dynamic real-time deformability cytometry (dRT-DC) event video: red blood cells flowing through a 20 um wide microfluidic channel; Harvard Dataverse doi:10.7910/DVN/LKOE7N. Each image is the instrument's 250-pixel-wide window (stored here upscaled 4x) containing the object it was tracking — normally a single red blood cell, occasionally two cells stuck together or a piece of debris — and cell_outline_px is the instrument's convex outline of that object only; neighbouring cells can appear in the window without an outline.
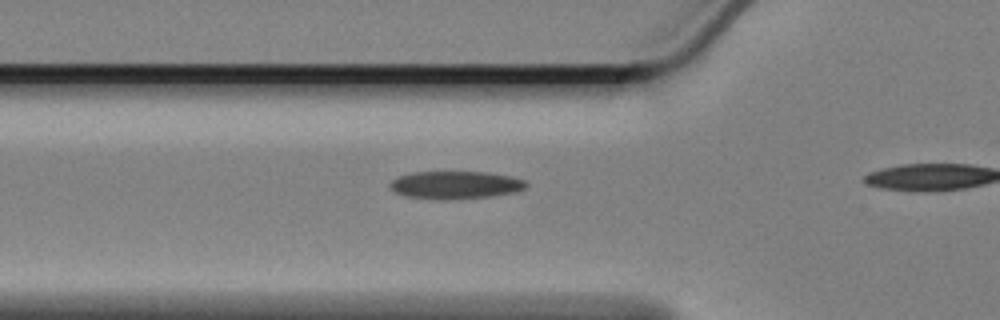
{"species": "Egyptian fruit bat (a non-hibernating species)", "species_latin": "Rousettus aegyptiacus", "temperature_condition": "cold", "stored_images_in_passage": 14, "camera_frame_rate_fps": 3000, "um_per_image_px": 0.085, "animal": {"sex": "female"}, "frame": {"image": 1, "passage_image": 12, "time_ms": 3.667, "image_size_px": [1000, 320], "cell_outline_px": [[528, 184], [524, 188], [516, 192], [488, 196], [408, 196], [396, 192], [388, 184], [396, 176], [412, 172], [488, 172], [512, 176], [524, 180]], "centroid_in_image_um": [38.75, 15.65], "position_along_channel_um": 87.0, "area_um2": 20.75}}